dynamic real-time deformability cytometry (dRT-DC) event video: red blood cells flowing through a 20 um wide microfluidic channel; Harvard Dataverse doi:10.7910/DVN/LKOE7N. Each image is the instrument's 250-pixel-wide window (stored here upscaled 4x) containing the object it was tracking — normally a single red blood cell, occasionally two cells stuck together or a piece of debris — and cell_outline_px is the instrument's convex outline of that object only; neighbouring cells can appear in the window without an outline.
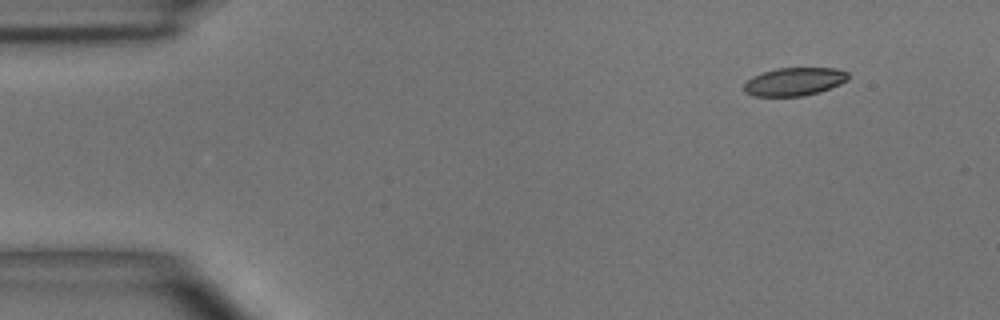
{"species": "common noctule bat (a hibernating species)", "species_latin": "Nyctalus noctula", "temperature_condition": "room temperature", "stored_images_in_passage": 2, "camera_frame_rate_fps": 3000, "um_per_image_px": 0.085, "animal": {"sex": "male", "body_mass_g": 15.6}, "frame": {"image": 1, "passage_image": 2, "time_ms": 1.333, "image_size_px": [1000, 320], "cell_outline_px": [[848, 80], [840, 84], [820, 92], [804, 96], [752, 96], [744, 92], [744, 84], [752, 76], [776, 68], [836, 68], [848, 72]], "centroid_in_image_um": [67.52, 6.94], "position_along_channel_um": 17.5, "area_um2": 17.17}}